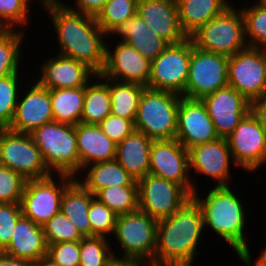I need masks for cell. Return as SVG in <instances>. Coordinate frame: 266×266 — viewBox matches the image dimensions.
I'll list each match as a JSON object with an SVG mask.
<instances>
[{
  "label": "cell",
  "instance_id": "f35d334b",
  "mask_svg": "<svg viewBox=\"0 0 266 266\" xmlns=\"http://www.w3.org/2000/svg\"><path fill=\"white\" fill-rule=\"evenodd\" d=\"M42 227L47 244L80 241L84 238L70 219L61 211Z\"/></svg>",
  "mask_w": 266,
  "mask_h": 266
},
{
  "label": "cell",
  "instance_id": "7a4b0ae2",
  "mask_svg": "<svg viewBox=\"0 0 266 266\" xmlns=\"http://www.w3.org/2000/svg\"><path fill=\"white\" fill-rule=\"evenodd\" d=\"M204 226L203 213L192 197L171 217L158 221L157 246L151 266H192Z\"/></svg>",
  "mask_w": 266,
  "mask_h": 266
},
{
  "label": "cell",
  "instance_id": "d6a6232c",
  "mask_svg": "<svg viewBox=\"0 0 266 266\" xmlns=\"http://www.w3.org/2000/svg\"><path fill=\"white\" fill-rule=\"evenodd\" d=\"M25 31L0 29V78L19 72Z\"/></svg>",
  "mask_w": 266,
  "mask_h": 266
},
{
  "label": "cell",
  "instance_id": "7402d4cb",
  "mask_svg": "<svg viewBox=\"0 0 266 266\" xmlns=\"http://www.w3.org/2000/svg\"><path fill=\"white\" fill-rule=\"evenodd\" d=\"M137 14L168 44L188 38L179 24L176 0H138Z\"/></svg>",
  "mask_w": 266,
  "mask_h": 266
},
{
  "label": "cell",
  "instance_id": "ac0fdd59",
  "mask_svg": "<svg viewBox=\"0 0 266 266\" xmlns=\"http://www.w3.org/2000/svg\"><path fill=\"white\" fill-rule=\"evenodd\" d=\"M218 138L202 100L182 96L179 102L175 139L188 150L193 146L209 143Z\"/></svg>",
  "mask_w": 266,
  "mask_h": 266
},
{
  "label": "cell",
  "instance_id": "2e32d148",
  "mask_svg": "<svg viewBox=\"0 0 266 266\" xmlns=\"http://www.w3.org/2000/svg\"><path fill=\"white\" fill-rule=\"evenodd\" d=\"M201 100L219 138L229 136L242 118L251 111V102L230 85L219 88Z\"/></svg>",
  "mask_w": 266,
  "mask_h": 266
},
{
  "label": "cell",
  "instance_id": "e0dca14e",
  "mask_svg": "<svg viewBox=\"0 0 266 266\" xmlns=\"http://www.w3.org/2000/svg\"><path fill=\"white\" fill-rule=\"evenodd\" d=\"M106 45L105 65L100 73L104 78L118 82L148 85L151 61L142 56L134 47L117 41L115 47Z\"/></svg>",
  "mask_w": 266,
  "mask_h": 266
},
{
  "label": "cell",
  "instance_id": "f6af8a7d",
  "mask_svg": "<svg viewBox=\"0 0 266 266\" xmlns=\"http://www.w3.org/2000/svg\"><path fill=\"white\" fill-rule=\"evenodd\" d=\"M98 126L116 145L135 130L134 121L112 114H109Z\"/></svg>",
  "mask_w": 266,
  "mask_h": 266
},
{
  "label": "cell",
  "instance_id": "d4e9b609",
  "mask_svg": "<svg viewBox=\"0 0 266 266\" xmlns=\"http://www.w3.org/2000/svg\"><path fill=\"white\" fill-rule=\"evenodd\" d=\"M47 251L48 244L43 227L22 215L14 227L8 247L3 252L34 263L46 256Z\"/></svg>",
  "mask_w": 266,
  "mask_h": 266
},
{
  "label": "cell",
  "instance_id": "f546056e",
  "mask_svg": "<svg viewBox=\"0 0 266 266\" xmlns=\"http://www.w3.org/2000/svg\"><path fill=\"white\" fill-rule=\"evenodd\" d=\"M99 80L96 83H88L85 86V97L81 122L85 124L99 125L111 114V97L109 93V78L100 74L95 76Z\"/></svg>",
  "mask_w": 266,
  "mask_h": 266
},
{
  "label": "cell",
  "instance_id": "7bdbcfd3",
  "mask_svg": "<svg viewBox=\"0 0 266 266\" xmlns=\"http://www.w3.org/2000/svg\"><path fill=\"white\" fill-rule=\"evenodd\" d=\"M21 216L20 203H0V251L8 247L14 227Z\"/></svg>",
  "mask_w": 266,
  "mask_h": 266
},
{
  "label": "cell",
  "instance_id": "3957f363",
  "mask_svg": "<svg viewBox=\"0 0 266 266\" xmlns=\"http://www.w3.org/2000/svg\"><path fill=\"white\" fill-rule=\"evenodd\" d=\"M207 195L200 197L195 191L192 197L196 200L203 213L204 226L210 227L216 235L234 249L242 260L250 254L245 238L246 215L240 196L230 189V186H213Z\"/></svg>",
  "mask_w": 266,
  "mask_h": 266
},
{
  "label": "cell",
  "instance_id": "b9f144b4",
  "mask_svg": "<svg viewBox=\"0 0 266 266\" xmlns=\"http://www.w3.org/2000/svg\"><path fill=\"white\" fill-rule=\"evenodd\" d=\"M27 180L0 165V203H20Z\"/></svg>",
  "mask_w": 266,
  "mask_h": 266
},
{
  "label": "cell",
  "instance_id": "4dcf8cb0",
  "mask_svg": "<svg viewBox=\"0 0 266 266\" xmlns=\"http://www.w3.org/2000/svg\"><path fill=\"white\" fill-rule=\"evenodd\" d=\"M54 121L77 125L81 122L85 87L49 89Z\"/></svg>",
  "mask_w": 266,
  "mask_h": 266
},
{
  "label": "cell",
  "instance_id": "681fc988",
  "mask_svg": "<svg viewBox=\"0 0 266 266\" xmlns=\"http://www.w3.org/2000/svg\"><path fill=\"white\" fill-rule=\"evenodd\" d=\"M262 254L258 258H256L255 263L252 262V258L250 254H247L243 259L242 262L245 266H266V247L261 249ZM254 263V264H253Z\"/></svg>",
  "mask_w": 266,
  "mask_h": 266
},
{
  "label": "cell",
  "instance_id": "7dc6e473",
  "mask_svg": "<svg viewBox=\"0 0 266 266\" xmlns=\"http://www.w3.org/2000/svg\"><path fill=\"white\" fill-rule=\"evenodd\" d=\"M251 112L257 118L266 133V93L251 103Z\"/></svg>",
  "mask_w": 266,
  "mask_h": 266
},
{
  "label": "cell",
  "instance_id": "4fadbf2b",
  "mask_svg": "<svg viewBox=\"0 0 266 266\" xmlns=\"http://www.w3.org/2000/svg\"><path fill=\"white\" fill-rule=\"evenodd\" d=\"M228 85L249 102L266 93V51L247 47L228 59Z\"/></svg>",
  "mask_w": 266,
  "mask_h": 266
},
{
  "label": "cell",
  "instance_id": "836d02e7",
  "mask_svg": "<svg viewBox=\"0 0 266 266\" xmlns=\"http://www.w3.org/2000/svg\"><path fill=\"white\" fill-rule=\"evenodd\" d=\"M94 196L117 215L139 210L138 186H110Z\"/></svg>",
  "mask_w": 266,
  "mask_h": 266
},
{
  "label": "cell",
  "instance_id": "e575fe53",
  "mask_svg": "<svg viewBox=\"0 0 266 266\" xmlns=\"http://www.w3.org/2000/svg\"><path fill=\"white\" fill-rule=\"evenodd\" d=\"M107 237L90 236L80 240V266H115V254Z\"/></svg>",
  "mask_w": 266,
  "mask_h": 266
},
{
  "label": "cell",
  "instance_id": "4316f807",
  "mask_svg": "<svg viewBox=\"0 0 266 266\" xmlns=\"http://www.w3.org/2000/svg\"><path fill=\"white\" fill-rule=\"evenodd\" d=\"M85 170L86 174L79 177L83 180L76 179L93 195L110 186H138V182L116 160L87 165L83 168Z\"/></svg>",
  "mask_w": 266,
  "mask_h": 266
},
{
  "label": "cell",
  "instance_id": "cb8c5ba5",
  "mask_svg": "<svg viewBox=\"0 0 266 266\" xmlns=\"http://www.w3.org/2000/svg\"><path fill=\"white\" fill-rule=\"evenodd\" d=\"M76 137L79 173L87 165L115 160L117 145L98 125L80 122L76 125Z\"/></svg>",
  "mask_w": 266,
  "mask_h": 266
},
{
  "label": "cell",
  "instance_id": "60d3db41",
  "mask_svg": "<svg viewBox=\"0 0 266 266\" xmlns=\"http://www.w3.org/2000/svg\"><path fill=\"white\" fill-rule=\"evenodd\" d=\"M31 4L29 0H0V29L28 26Z\"/></svg>",
  "mask_w": 266,
  "mask_h": 266
},
{
  "label": "cell",
  "instance_id": "f907efd6",
  "mask_svg": "<svg viewBox=\"0 0 266 266\" xmlns=\"http://www.w3.org/2000/svg\"><path fill=\"white\" fill-rule=\"evenodd\" d=\"M33 266H60V265L55 263L50 257L46 255L44 257H41L38 261L34 262Z\"/></svg>",
  "mask_w": 266,
  "mask_h": 266
},
{
  "label": "cell",
  "instance_id": "d6986e66",
  "mask_svg": "<svg viewBox=\"0 0 266 266\" xmlns=\"http://www.w3.org/2000/svg\"><path fill=\"white\" fill-rule=\"evenodd\" d=\"M190 172L209 176L217 187L229 186L230 166L235 165L226 138L199 144L188 149ZM233 161V162H232ZM231 163V164H230ZM217 181V182H216Z\"/></svg>",
  "mask_w": 266,
  "mask_h": 266
},
{
  "label": "cell",
  "instance_id": "7c38bea8",
  "mask_svg": "<svg viewBox=\"0 0 266 266\" xmlns=\"http://www.w3.org/2000/svg\"><path fill=\"white\" fill-rule=\"evenodd\" d=\"M137 182L139 210L157 221L171 217L192 198L181 185L152 174Z\"/></svg>",
  "mask_w": 266,
  "mask_h": 266
},
{
  "label": "cell",
  "instance_id": "52a82bcc",
  "mask_svg": "<svg viewBox=\"0 0 266 266\" xmlns=\"http://www.w3.org/2000/svg\"><path fill=\"white\" fill-rule=\"evenodd\" d=\"M190 38L202 50L232 56L248 47L241 9L232 4L195 31Z\"/></svg>",
  "mask_w": 266,
  "mask_h": 266
},
{
  "label": "cell",
  "instance_id": "277c9868",
  "mask_svg": "<svg viewBox=\"0 0 266 266\" xmlns=\"http://www.w3.org/2000/svg\"><path fill=\"white\" fill-rule=\"evenodd\" d=\"M158 221L137 210L117 217L113 237L124 254L115 256L117 263L129 266H148L152 263L157 246Z\"/></svg>",
  "mask_w": 266,
  "mask_h": 266
},
{
  "label": "cell",
  "instance_id": "c3c4849f",
  "mask_svg": "<svg viewBox=\"0 0 266 266\" xmlns=\"http://www.w3.org/2000/svg\"><path fill=\"white\" fill-rule=\"evenodd\" d=\"M0 266H33L29 260L10 256L0 251Z\"/></svg>",
  "mask_w": 266,
  "mask_h": 266
},
{
  "label": "cell",
  "instance_id": "6da1fadb",
  "mask_svg": "<svg viewBox=\"0 0 266 266\" xmlns=\"http://www.w3.org/2000/svg\"><path fill=\"white\" fill-rule=\"evenodd\" d=\"M44 10L58 36V54L84 63L99 75L105 65L108 35L98 26L96 18L71 10L63 0H49Z\"/></svg>",
  "mask_w": 266,
  "mask_h": 266
},
{
  "label": "cell",
  "instance_id": "74e56055",
  "mask_svg": "<svg viewBox=\"0 0 266 266\" xmlns=\"http://www.w3.org/2000/svg\"><path fill=\"white\" fill-rule=\"evenodd\" d=\"M19 75V72H17L0 78V125L3 128L10 126L15 114L17 101L21 94V92L19 93L21 90Z\"/></svg>",
  "mask_w": 266,
  "mask_h": 266
},
{
  "label": "cell",
  "instance_id": "484cf974",
  "mask_svg": "<svg viewBox=\"0 0 266 266\" xmlns=\"http://www.w3.org/2000/svg\"><path fill=\"white\" fill-rule=\"evenodd\" d=\"M154 140L134 130L117 144L115 160L136 180L149 174L150 150Z\"/></svg>",
  "mask_w": 266,
  "mask_h": 266
},
{
  "label": "cell",
  "instance_id": "8fae6325",
  "mask_svg": "<svg viewBox=\"0 0 266 266\" xmlns=\"http://www.w3.org/2000/svg\"><path fill=\"white\" fill-rule=\"evenodd\" d=\"M228 59L226 55L196 47L192 52L184 97L202 99L219 88L228 85Z\"/></svg>",
  "mask_w": 266,
  "mask_h": 266
},
{
  "label": "cell",
  "instance_id": "8d00e7d4",
  "mask_svg": "<svg viewBox=\"0 0 266 266\" xmlns=\"http://www.w3.org/2000/svg\"><path fill=\"white\" fill-rule=\"evenodd\" d=\"M137 3L138 0H108L96 17L98 26L108 35L114 27L137 13Z\"/></svg>",
  "mask_w": 266,
  "mask_h": 266
},
{
  "label": "cell",
  "instance_id": "30bf717a",
  "mask_svg": "<svg viewBox=\"0 0 266 266\" xmlns=\"http://www.w3.org/2000/svg\"><path fill=\"white\" fill-rule=\"evenodd\" d=\"M58 178L56 181L51 175L43 179L27 180L20 202L23 216L43 226L61 211L63 193L76 178L68 175H58Z\"/></svg>",
  "mask_w": 266,
  "mask_h": 266
},
{
  "label": "cell",
  "instance_id": "ee69618b",
  "mask_svg": "<svg viewBox=\"0 0 266 266\" xmlns=\"http://www.w3.org/2000/svg\"><path fill=\"white\" fill-rule=\"evenodd\" d=\"M47 256L60 266H80V241L48 244Z\"/></svg>",
  "mask_w": 266,
  "mask_h": 266
},
{
  "label": "cell",
  "instance_id": "603a6c76",
  "mask_svg": "<svg viewBox=\"0 0 266 266\" xmlns=\"http://www.w3.org/2000/svg\"><path fill=\"white\" fill-rule=\"evenodd\" d=\"M115 34L120 36L119 41L134 47L151 62L169 45L137 13L127 21L118 24L108 33L110 37Z\"/></svg>",
  "mask_w": 266,
  "mask_h": 266
},
{
  "label": "cell",
  "instance_id": "ab89813d",
  "mask_svg": "<svg viewBox=\"0 0 266 266\" xmlns=\"http://www.w3.org/2000/svg\"><path fill=\"white\" fill-rule=\"evenodd\" d=\"M88 217L91 236L106 237L113 234L118 215L96 197L91 200Z\"/></svg>",
  "mask_w": 266,
  "mask_h": 266
},
{
  "label": "cell",
  "instance_id": "9a60e30c",
  "mask_svg": "<svg viewBox=\"0 0 266 266\" xmlns=\"http://www.w3.org/2000/svg\"><path fill=\"white\" fill-rule=\"evenodd\" d=\"M189 169L188 150L176 139L154 141L150 150L149 174L173 181L191 195L199 186ZM191 175V176H190Z\"/></svg>",
  "mask_w": 266,
  "mask_h": 266
},
{
  "label": "cell",
  "instance_id": "5b68a950",
  "mask_svg": "<svg viewBox=\"0 0 266 266\" xmlns=\"http://www.w3.org/2000/svg\"><path fill=\"white\" fill-rule=\"evenodd\" d=\"M47 170L55 175L77 178L79 155L77 149L76 125L52 121L32 133Z\"/></svg>",
  "mask_w": 266,
  "mask_h": 266
},
{
  "label": "cell",
  "instance_id": "f5cc1de1",
  "mask_svg": "<svg viewBox=\"0 0 266 266\" xmlns=\"http://www.w3.org/2000/svg\"><path fill=\"white\" fill-rule=\"evenodd\" d=\"M32 2V0H29ZM36 1V0H35ZM49 0H40L39 2H41L42 6L44 7L47 3H48Z\"/></svg>",
  "mask_w": 266,
  "mask_h": 266
},
{
  "label": "cell",
  "instance_id": "5bb4252c",
  "mask_svg": "<svg viewBox=\"0 0 266 266\" xmlns=\"http://www.w3.org/2000/svg\"><path fill=\"white\" fill-rule=\"evenodd\" d=\"M226 139L236 166L252 173L266 163V133L251 111Z\"/></svg>",
  "mask_w": 266,
  "mask_h": 266
},
{
  "label": "cell",
  "instance_id": "816d5d0a",
  "mask_svg": "<svg viewBox=\"0 0 266 266\" xmlns=\"http://www.w3.org/2000/svg\"><path fill=\"white\" fill-rule=\"evenodd\" d=\"M256 3H258L261 6H265L266 7V0H255Z\"/></svg>",
  "mask_w": 266,
  "mask_h": 266
},
{
  "label": "cell",
  "instance_id": "83f0119b",
  "mask_svg": "<svg viewBox=\"0 0 266 266\" xmlns=\"http://www.w3.org/2000/svg\"><path fill=\"white\" fill-rule=\"evenodd\" d=\"M176 2L179 24L187 37L231 5L227 0H176Z\"/></svg>",
  "mask_w": 266,
  "mask_h": 266
},
{
  "label": "cell",
  "instance_id": "d590c367",
  "mask_svg": "<svg viewBox=\"0 0 266 266\" xmlns=\"http://www.w3.org/2000/svg\"><path fill=\"white\" fill-rule=\"evenodd\" d=\"M248 47L266 51V7L258 3L241 8Z\"/></svg>",
  "mask_w": 266,
  "mask_h": 266
},
{
  "label": "cell",
  "instance_id": "bcb514c9",
  "mask_svg": "<svg viewBox=\"0 0 266 266\" xmlns=\"http://www.w3.org/2000/svg\"><path fill=\"white\" fill-rule=\"evenodd\" d=\"M108 0H75V6H69V4L64 3L68 8L75 12H79L85 15H89L92 17H97V15L104 8L105 3Z\"/></svg>",
  "mask_w": 266,
  "mask_h": 266
},
{
  "label": "cell",
  "instance_id": "1f68e13d",
  "mask_svg": "<svg viewBox=\"0 0 266 266\" xmlns=\"http://www.w3.org/2000/svg\"><path fill=\"white\" fill-rule=\"evenodd\" d=\"M146 86L109 79L111 114L135 121L141 95Z\"/></svg>",
  "mask_w": 266,
  "mask_h": 266
},
{
  "label": "cell",
  "instance_id": "ba28073f",
  "mask_svg": "<svg viewBox=\"0 0 266 266\" xmlns=\"http://www.w3.org/2000/svg\"><path fill=\"white\" fill-rule=\"evenodd\" d=\"M0 165L10 168L26 180L43 179L47 170L32 135L3 128L0 131Z\"/></svg>",
  "mask_w": 266,
  "mask_h": 266
},
{
  "label": "cell",
  "instance_id": "f1b7e54d",
  "mask_svg": "<svg viewBox=\"0 0 266 266\" xmlns=\"http://www.w3.org/2000/svg\"><path fill=\"white\" fill-rule=\"evenodd\" d=\"M95 196L75 179L64 191L61 212L75 225L83 237L91 236L88 211Z\"/></svg>",
  "mask_w": 266,
  "mask_h": 266
},
{
  "label": "cell",
  "instance_id": "44dd1931",
  "mask_svg": "<svg viewBox=\"0 0 266 266\" xmlns=\"http://www.w3.org/2000/svg\"><path fill=\"white\" fill-rule=\"evenodd\" d=\"M40 73L37 81L48 89L85 87L97 75L84 63L61 54L50 56Z\"/></svg>",
  "mask_w": 266,
  "mask_h": 266
},
{
  "label": "cell",
  "instance_id": "9c48e42d",
  "mask_svg": "<svg viewBox=\"0 0 266 266\" xmlns=\"http://www.w3.org/2000/svg\"><path fill=\"white\" fill-rule=\"evenodd\" d=\"M192 52V39L186 38L177 44H169L151 62L147 88L169 91L184 97Z\"/></svg>",
  "mask_w": 266,
  "mask_h": 266
},
{
  "label": "cell",
  "instance_id": "8992f818",
  "mask_svg": "<svg viewBox=\"0 0 266 266\" xmlns=\"http://www.w3.org/2000/svg\"><path fill=\"white\" fill-rule=\"evenodd\" d=\"M181 97L173 92L146 87L139 101L135 129L154 141L175 139Z\"/></svg>",
  "mask_w": 266,
  "mask_h": 266
},
{
  "label": "cell",
  "instance_id": "ffe728a7",
  "mask_svg": "<svg viewBox=\"0 0 266 266\" xmlns=\"http://www.w3.org/2000/svg\"><path fill=\"white\" fill-rule=\"evenodd\" d=\"M30 87L24 97L23 93L19 95L13 120L8 127L12 131L31 134L40 126L54 121L49 89L38 81Z\"/></svg>",
  "mask_w": 266,
  "mask_h": 266
}]
</instances>
